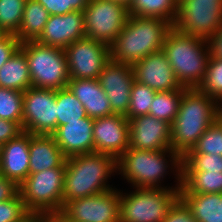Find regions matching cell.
<instances>
[{
	"instance_id": "1f68e13d",
	"label": "cell",
	"mask_w": 222,
	"mask_h": 222,
	"mask_svg": "<svg viewBox=\"0 0 222 222\" xmlns=\"http://www.w3.org/2000/svg\"><path fill=\"white\" fill-rule=\"evenodd\" d=\"M156 91L147 85L135 81L131 88L128 119L149 114Z\"/></svg>"
},
{
	"instance_id": "d6986e66",
	"label": "cell",
	"mask_w": 222,
	"mask_h": 222,
	"mask_svg": "<svg viewBox=\"0 0 222 222\" xmlns=\"http://www.w3.org/2000/svg\"><path fill=\"white\" fill-rule=\"evenodd\" d=\"M93 124L94 119L87 116L57 127L53 136L66 158L95 152Z\"/></svg>"
},
{
	"instance_id": "cb8c5ba5",
	"label": "cell",
	"mask_w": 222,
	"mask_h": 222,
	"mask_svg": "<svg viewBox=\"0 0 222 222\" xmlns=\"http://www.w3.org/2000/svg\"><path fill=\"white\" fill-rule=\"evenodd\" d=\"M198 222H222V193L179 194Z\"/></svg>"
},
{
	"instance_id": "5bb4252c",
	"label": "cell",
	"mask_w": 222,
	"mask_h": 222,
	"mask_svg": "<svg viewBox=\"0 0 222 222\" xmlns=\"http://www.w3.org/2000/svg\"><path fill=\"white\" fill-rule=\"evenodd\" d=\"M99 83L110 101L113 114H128L130 94L135 82L132 65L110 59L99 75Z\"/></svg>"
},
{
	"instance_id": "d4e9b609",
	"label": "cell",
	"mask_w": 222,
	"mask_h": 222,
	"mask_svg": "<svg viewBox=\"0 0 222 222\" xmlns=\"http://www.w3.org/2000/svg\"><path fill=\"white\" fill-rule=\"evenodd\" d=\"M50 14L37 0H26L19 30L14 34L22 42L36 41L42 34Z\"/></svg>"
},
{
	"instance_id": "7402d4cb",
	"label": "cell",
	"mask_w": 222,
	"mask_h": 222,
	"mask_svg": "<svg viewBox=\"0 0 222 222\" xmlns=\"http://www.w3.org/2000/svg\"><path fill=\"white\" fill-rule=\"evenodd\" d=\"M67 87L83 104L88 117L95 119L113 114L98 79H69Z\"/></svg>"
},
{
	"instance_id": "e575fe53",
	"label": "cell",
	"mask_w": 222,
	"mask_h": 222,
	"mask_svg": "<svg viewBox=\"0 0 222 222\" xmlns=\"http://www.w3.org/2000/svg\"><path fill=\"white\" fill-rule=\"evenodd\" d=\"M181 171H222V155L185 154Z\"/></svg>"
},
{
	"instance_id": "7c38bea8",
	"label": "cell",
	"mask_w": 222,
	"mask_h": 222,
	"mask_svg": "<svg viewBox=\"0 0 222 222\" xmlns=\"http://www.w3.org/2000/svg\"><path fill=\"white\" fill-rule=\"evenodd\" d=\"M120 190L112 188L101 194L67 202L60 214L67 221L119 222Z\"/></svg>"
},
{
	"instance_id": "d6a6232c",
	"label": "cell",
	"mask_w": 222,
	"mask_h": 222,
	"mask_svg": "<svg viewBox=\"0 0 222 222\" xmlns=\"http://www.w3.org/2000/svg\"><path fill=\"white\" fill-rule=\"evenodd\" d=\"M23 92L0 87V119L22 122Z\"/></svg>"
},
{
	"instance_id": "30bf717a",
	"label": "cell",
	"mask_w": 222,
	"mask_h": 222,
	"mask_svg": "<svg viewBox=\"0 0 222 222\" xmlns=\"http://www.w3.org/2000/svg\"><path fill=\"white\" fill-rule=\"evenodd\" d=\"M85 37L110 46L129 17V9L119 3L90 0L83 10Z\"/></svg>"
},
{
	"instance_id": "4fadbf2b",
	"label": "cell",
	"mask_w": 222,
	"mask_h": 222,
	"mask_svg": "<svg viewBox=\"0 0 222 222\" xmlns=\"http://www.w3.org/2000/svg\"><path fill=\"white\" fill-rule=\"evenodd\" d=\"M70 79H98L110 60V48L103 42L83 38L64 48Z\"/></svg>"
},
{
	"instance_id": "484cf974",
	"label": "cell",
	"mask_w": 222,
	"mask_h": 222,
	"mask_svg": "<svg viewBox=\"0 0 222 222\" xmlns=\"http://www.w3.org/2000/svg\"><path fill=\"white\" fill-rule=\"evenodd\" d=\"M222 193V171H181L179 194Z\"/></svg>"
},
{
	"instance_id": "7bdbcfd3",
	"label": "cell",
	"mask_w": 222,
	"mask_h": 222,
	"mask_svg": "<svg viewBox=\"0 0 222 222\" xmlns=\"http://www.w3.org/2000/svg\"><path fill=\"white\" fill-rule=\"evenodd\" d=\"M40 222H69L60 213H41Z\"/></svg>"
},
{
	"instance_id": "b9f144b4",
	"label": "cell",
	"mask_w": 222,
	"mask_h": 222,
	"mask_svg": "<svg viewBox=\"0 0 222 222\" xmlns=\"http://www.w3.org/2000/svg\"><path fill=\"white\" fill-rule=\"evenodd\" d=\"M207 41L210 52L209 58L222 59V25Z\"/></svg>"
},
{
	"instance_id": "ba28073f",
	"label": "cell",
	"mask_w": 222,
	"mask_h": 222,
	"mask_svg": "<svg viewBox=\"0 0 222 222\" xmlns=\"http://www.w3.org/2000/svg\"><path fill=\"white\" fill-rule=\"evenodd\" d=\"M66 167L29 174L19 185V194L29 212L60 213L63 208Z\"/></svg>"
},
{
	"instance_id": "8992f818",
	"label": "cell",
	"mask_w": 222,
	"mask_h": 222,
	"mask_svg": "<svg viewBox=\"0 0 222 222\" xmlns=\"http://www.w3.org/2000/svg\"><path fill=\"white\" fill-rule=\"evenodd\" d=\"M181 183L175 187L135 188L128 194L120 190L119 222H162L179 198Z\"/></svg>"
},
{
	"instance_id": "ffe728a7",
	"label": "cell",
	"mask_w": 222,
	"mask_h": 222,
	"mask_svg": "<svg viewBox=\"0 0 222 222\" xmlns=\"http://www.w3.org/2000/svg\"><path fill=\"white\" fill-rule=\"evenodd\" d=\"M30 133L23 132L0 146V173L18 186L29 175Z\"/></svg>"
},
{
	"instance_id": "9a60e30c",
	"label": "cell",
	"mask_w": 222,
	"mask_h": 222,
	"mask_svg": "<svg viewBox=\"0 0 222 222\" xmlns=\"http://www.w3.org/2000/svg\"><path fill=\"white\" fill-rule=\"evenodd\" d=\"M130 125L124 115L111 114L94 119L95 152L112 155L116 160L129 148Z\"/></svg>"
},
{
	"instance_id": "3957f363",
	"label": "cell",
	"mask_w": 222,
	"mask_h": 222,
	"mask_svg": "<svg viewBox=\"0 0 222 222\" xmlns=\"http://www.w3.org/2000/svg\"><path fill=\"white\" fill-rule=\"evenodd\" d=\"M172 27L163 19L129 15L118 37L109 46L110 59L133 65L145 56L162 50Z\"/></svg>"
},
{
	"instance_id": "603a6c76",
	"label": "cell",
	"mask_w": 222,
	"mask_h": 222,
	"mask_svg": "<svg viewBox=\"0 0 222 222\" xmlns=\"http://www.w3.org/2000/svg\"><path fill=\"white\" fill-rule=\"evenodd\" d=\"M0 87L21 92L32 87L26 56L20 48L0 68Z\"/></svg>"
},
{
	"instance_id": "8fae6325",
	"label": "cell",
	"mask_w": 222,
	"mask_h": 222,
	"mask_svg": "<svg viewBox=\"0 0 222 222\" xmlns=\"http://www.w3.org/2000/svg\"><path fill=\"white\" fill-rule=\"evenodd\" d=\"M22 128L31 134H53L56 131V90L29 87L23 92Z\"/></svg>"
},
{
	"instance_id": "2e32d148",
	"label": "cell",
	"mask_w": 222,
	"mask_h": 222,
	"mask_svg": "<svg viewBox=\"0 0 222 222\" xmlns=\"http://www.w3.org/2000/svg\"><path fill=\"white\" fill-rule=\"evenodd\" d=\"M132 69L135 81L147 85L156 92L183 88L162 50L137 61L132 65Z\"/></svg>"
},
{
	"instance_id": "6da1fadb",
	"label": "cell",
	"mask_w": 222,
	"mask_h": 222,
	"mask_svg": "<svg viewBox=\"0 0 222 222\" xmlns=\"http://www.w3.org/2000/svg\"><path fill=\"white\" fill-rule=\"evenodd\" d=\"M220 117L222 105L197 88H187L171 124V148L183 157Z\"/></svg>"
},
{
	"instance_id": "83f0119b",
	"label": "cell",
	"mask_w": 222,
	"mask_h": 222,
	"mask_svg": "<svg viewBox=\"0 0 222 222\" xmlns=\"http://www.w3.org/2000/svg\"><path fill=\"white\" fill-rule=\"evenodd\" d=\"M187 88L156 92L149 115L172 124L180 108V100Z\"/></svg>"
},
{
	"instance_id": "f1b7e54d",
	"label": "cell",
	"mask_w": 222,
	"mask_h": 222,
	"mask_svg": "<svg viewBox=\"0 0 222 222\" xmlns=\"http://www.w3.org/2000/svg\"><path fill=\"white\" fill-rule=\"evenodd\" d=\"M56 103L57 127L87 117L83 104L68 87L56 90Z\"/></svg>"
},
{
	"instance_id": "9c48e42d",
	"label": "cell",
	"mask_w": 222,
	"mask_h": 222,
	"mask_svg": "<svg viewBox=\"0 0 222 222\" xmlns=\"http://www.w3.org/2000/svg\"><path fill=\"white\" fill-rule=\"evenodd\" d=\"M222 25V0H178V31L208 40Z\"/></svg>"
},
{
	"instance_id": "277c9868",
	"label": "cell",
	"mask_w": 222,
	"mask_h": 222,
	"mask_svg": "<svg viewBox=\"0 0 222 222\" xmlns=\"http://www.w3.org/2000/svg\"><path fill=\"white\" fill-rule=\"evenodd\" d=\"M165 157L170 159L167 161ZM167 168L175 169V182L181 183L182 157L172 148L157 151L128 148L117 159V172L132 184L133 189L164 188L161 181L169 172Z\"/></svg>"
},
{
	"instance_id": "5b68a950",
	"label": "cell",
	"mask_w": 222,
	"mask_h": 222,
	"mask_svg": "<svg viewBox=\"0 0 222 222\" xmlns=\"http://www.w3.org/2000/svg\"><path fill=\"white\" fill-rule=\"evenodd\" d=\"M162 51L180 84L186 88H197L203 80L210 57L208 41L172 27L166 35Z\"/></svg>"
},
{
	"instance_id": "e0dca14e",
	"label": "cell",
	"mask_w": 222,
	"mask_h": 222,
	"mask_svg": "<svg viewBox=\"0 0 222 222\" xmlns=\"http://www.w3.org/2000/svg\"><path fill=\"white\" fill-rule=\"evenodd\" d=\"M129 148L164 150L171 148V124L149 114L129 119Z\"/></svg>"
},
{
	"instance_id": "f546056e",
	"label": "cell",
	"mask_w": 222,
	"mask_h": 222,
	"mask_svg": "<svg viewBox=\"0 0 222 222\" xmlns=\"http://www.w3.org/2000/svg\"><path fill=\"white\" fill-rule=\"evenodd\" d=\"M197 89L222 105V59L209 58L205 75Z\"/></svg>"
},
{
	"instance_id": "ac0fdd59",
	"label": "cell",
	"mask_w": 222,
	"mask_h": 222,
	"mask_svg": "<svg viewBox=\"0 0 222 222\" xmlns=\"http://www.w3.org/2000/svg\"><path fill=\"white\" fill-rule=\"evenodd\" d=\"M83 38H85L83 11H73L63 15H50L42 34L36 41L64 49Z\"/></svg>"
},
{
	"instance_id": "4316f807",
	"label": "cell",
	"mask_w": 222,
	"mask_h": 222,
	"mask_svg": "<svg viewBox=\"0 0 222 222\" xmlns=\"http://www.w3.org/2000/svg\"><path fill=\"white\" fill-rule=\"evenodd\" d=\"M177 13L178 0H133L129 6V15L163 19L172 26Z\"/></svg>"
},
{
	"instance_id": "44dd1931",
	"label": "cell",
	"mask_w": 222,
	"mask_h": 222,
	"mask_svg": "<svg viewBox=\"0 0 222 222\" xmlns=\"http://www.w3.org/2000/svg\"><path fill=\"white\" fill-rule=\"evenodd\" d=\"M29 174L49 168L66 167V156L53 134H31L29 145Z\"/></svg>"
},
{
	"instance_id": "d590c367",
	"label": "cell",
	"mask_w": 222,
	"mask_h": 222,
	"mask_svg": "<svg viewBox=\"0 0 222 222\" xmlns=\"http://www.w3.org/2000/svg\"><path fill=\"white\" fill-rule=\"evenodd\" d=\"M28 213L19 193L12 199L0 202V222H18Z\"/></svg>"
},
{
	"instance_id": "bcb514c9",
	"label": "cell",
	"mask_w": 222,
	"mask_h": 222,
	"mask_svg": "<svg viewBox=\"0 0 222 222\" xmlns=\"http://www.w3.org/2000/svg\"><path fill=\"white\" fill-rule=\"evenodd\" d=\"M9 34L0 27V42L4 40Z\"/></svg>"
},
{
	"instance_id": "ab89813d",
	"label": "cell",
	"mask_w": 222,
	"mask_h": 222,
	"mask_svg": "<svg viewBox=\"0 0 222 222\" xmlns=\"http://www.w3.org/2000/svg\"><path fill=\"white\" fill-rule=\"evenodd\" d=\"M21 42L14 34H9L0 42V68L12 57L20 48Z\"/></svg>"
},
{
	"instance_id": "f6af8a7d",
	"label": "cell",
	"mask_w": 222,
	"mask_h": 222,
	"mask_svg": "<svg viewBox=\"0 0 222 222\" xmlns=\"http://www.w3.org/2000/svg\"><path fill=\"white\" fill-rule=\"evenodd\" d=\"M104 1L119 3L129 9V6L131 5L133 0H104Z\"/></svg>"
},
{
	"instance_id": "ee69618b",
	"label": "cell",
	"mask_w": 222,
	"mask_h": 222,
	"mask_svg": "<svg viewBox=\"0 0 222 222\" xmlns=\"http://www.w3.org/2000/svg\"><path fill=\"white\" fill-rule=\"evenodd\" d=\"M41 213L38 212H29L18 222H40Z\"/></svg>"
},
{
	"instance_id": "836d02e7",
	"label": "cell",
	"mask_w": 222,
	"mask_h": 222,
	"mask_svg": "<svg viewBox=\"0 0 222 222\" xmlns=\"http://www.w3.org/2000/svg\"><path fill=\"white\" fill-rule=\"evenodd\" d=\"M26 0H0V27L15 34L22 21Z\"/></svg>"
},
{
	"instance_id": "f35d334b",
	"label": "cell",
	"mask_w": 222,
	"mask_h": 222,
	"mask_svg": "<svg viewBox=\"0 0 222 222\" xmlns=\"http://www.w3.org/2000/svg\"><path fill=\"white\" fill-rule=\"evenodd\" d=\"M22 122L0 119V146L23 133Z\"/></svg>"
},
{
	"instance_id": "8d00e7d4",
	"label": "cell",
	"mask_w": 222,
	"mask_h": 222,
	"mask_svg": "<svg viewBox=\"0 0 222 222\" xmlns=\"http://www.w3.org/2000/svg\"><path fill=\"white\" fill-rule=\"evenodd\" d=\"M50 15L83 11L90 0H37Z\"/></svg>"
},
{
	"instance_id": "4dcf8cb0",
	"label": "cell",
	"mask_w": 222,
	"mask_h": 222,
	"mask_svg": "<svg viewBox=\"0 0 222 222\" xmlns=\"http://www.w3.org/2000/svg\"><path fill=\"white\" fill-rule=\"evenodd\" d=\"M186 154L222 155V117L212 124Z\"/></svg>"
},
{
	"instance_id": "7a4b0ae2",
	"label": "cell",
	"mask_w": 222,
	"mask_h": 222,
	"mask_svg": "<svg viewBox=\"0 0 222 222\" xmlns=\"http://www.w3.org/2000/svg\"><path fill=\"white\" fill-rule=\"evenodd\" d=\"M114 172L117 173V160L112 155L92 152L67 158L63 206L74 199L112 189L107 183Z\"/></svg>"
},
{
	"instance_id": "74e56055",
	"label": "cell",
	"mask_w": 222,
	"mask_h": 222,
	"mask_svg": "<svg viewBox=\"0 0 222 222\" xmlns=\"http://www.w3.org/2000/svg\"><path fill=\"white\" fill-rule=\"evenodd\" d=\"M162 222H198L191 209L179 197L169 209L165 219Z\"/></svg>"
},
{
	"instance_id": "52a82bcc",
	"label": "cell",
	"mask_w": 222,
	"mask_h": 222,
	"mask_svg": "<svg viewBox=\"0 0 222 222\" xmlns=\"http://www.w3.org/2000/svg\"><path fill=\"white\" fill-rule=\"evenodd\" d=\"M20 49L26 56L32 87L58 90L68 86L70 76L63 48L26 41Z\"/></svg>"
},
{
	"instance_id": "60d3db41",
	"label": "cell",
	"mask_w": 222,
	"mask_h": 222,
	"mask_svg": "<svg viewBox=\"0 0 222 222\" xmlns=\"http://www.w3.org/2000/svg\"><path fill=\"white\" fill-rule=\"evenodd\" d=\"M19 193V186L0 173V202L14 198Z\"/></svg>"
}]
</instances>
